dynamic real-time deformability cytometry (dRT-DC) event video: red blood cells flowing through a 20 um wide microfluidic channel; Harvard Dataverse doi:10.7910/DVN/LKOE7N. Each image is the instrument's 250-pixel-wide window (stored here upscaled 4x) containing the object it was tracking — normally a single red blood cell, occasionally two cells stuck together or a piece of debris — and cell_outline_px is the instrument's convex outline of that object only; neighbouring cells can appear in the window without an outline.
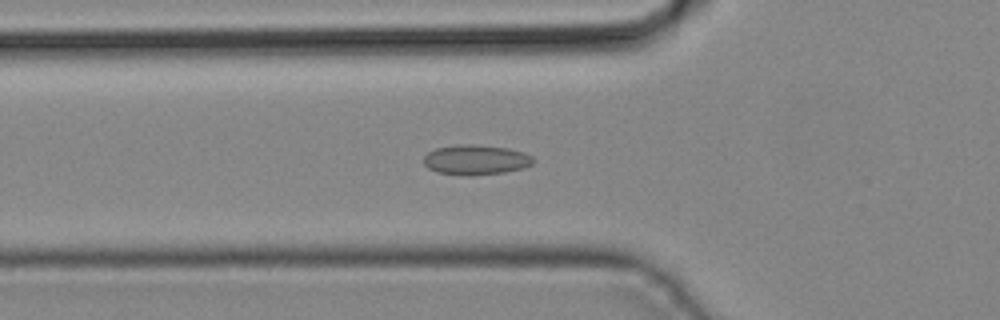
{"species": "common noctule bat (a hibernating species)", "species_latin": "Nyctalus noctula", "temperature_condition": "cold", "stored_images_in_passage": 27, "camera_frame_rate_fps": 3000, "um_per_image_px": 0.085, "animal": {"sex": "male", "body_mass_g": 19.2, "forearm_length_mm": 51.8}, "frame": {"image": 1, "passage_image": 4, "time_ms": 1.0, "image_size_px": [1000, 320], "cell_outline_px": [[536, 160], [532, 164], [524, 168], [504, 172], [468, 176], [436, 172], [428, 168], [424, 164], [424, 156], [428, 152], [436, 148], [460, 144], [472, 144], [508, 148], [524, 152], [532, 156]], "centroid_in_image_um": [40.46, 13.58], "position_along_channel_um": 85.3, "area_um2": 19.25}}
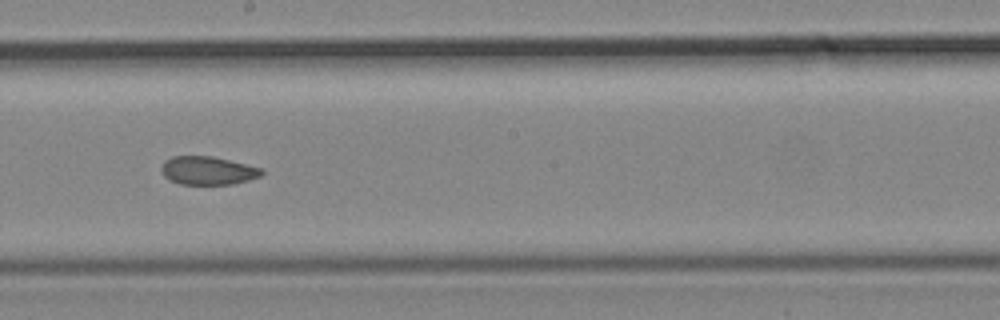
{"frame": {"image": 2, "passage_image": 13, "time_ms": 4.0, "image_size_px": [1000, 320], "cell_outline_px": [[264, 172], [260, 176], [248, 180], [232, 184], [180, 184], [168, 180], [164, 176], [160, 168], [164, 160], [172, 156], [212, 156], [260, 168]], "centroid_in_image_um": [17.6, 14.5], "position_along_channel_um": 230.6, "area_um2": 16.47}}
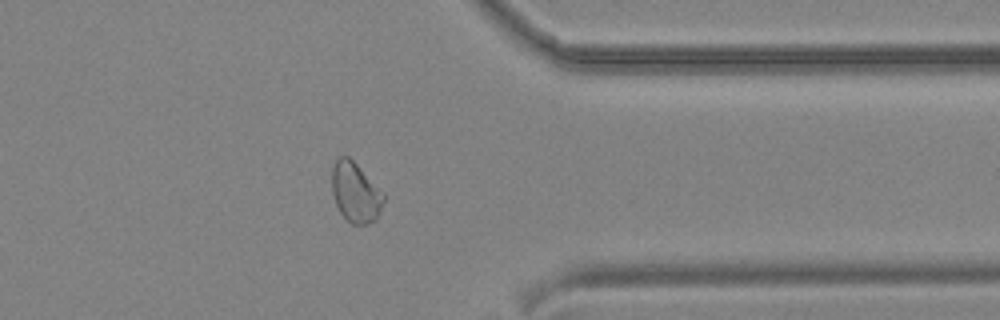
{"frame": {"image": 3, "passage_image": 23, "time_ms": 7.333, "image_size_px": [1000, 320], "cell_outline_px": [[384, 200], [376, 220], [368, 224], [352, 224], [340, 212], [336, 204], [332, 192], [332, 164], [340, 156], [348, 156], [384, 192]], "centroid_in_image_um": [30.21, 16.35], "position_along_channel_um": 381.2, "area_um2": 17.98}}